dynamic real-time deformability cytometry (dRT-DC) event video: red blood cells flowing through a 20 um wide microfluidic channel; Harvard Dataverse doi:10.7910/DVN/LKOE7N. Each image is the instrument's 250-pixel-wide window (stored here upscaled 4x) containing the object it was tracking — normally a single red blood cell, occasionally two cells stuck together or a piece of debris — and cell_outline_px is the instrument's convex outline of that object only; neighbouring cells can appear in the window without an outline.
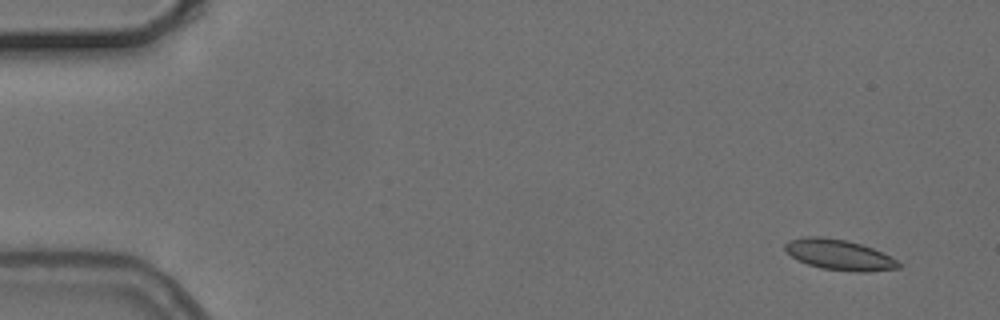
{"species": "common noctule bat (a hibernating species)", "species_latin": "Nyctalus noctula", "temperature_condition": "cold", "stored_images_in_passage": 5, "camera_frame_rate_fps": 3000, "um_per_image_px": 0.085, "animal": {"sex": "female", "body_mass_g": 24.6, "forearm_length_mm": 56.2}, "frame": {"image": 1, "passage_image": 1, "time_ms": 0.0, "image_size_px": [1000, 320], "cell_outline_px": [[904, 264], [900, 268], [868, 272], [856, 272], [820, 268], [796, 260], [784, 248], [784, 244], [788, 240], [808, 236], [824, 236], [844, 240], [860, 244], [872, 248]], "centroid_in_image_um": [71.32, 21.66], "position_along_channel_um": 13.7, "area_um2": 20.17}}
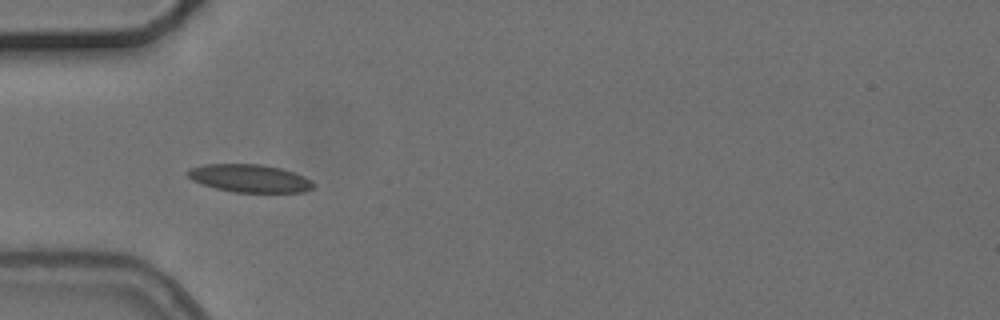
{"frame": {"image": 2, "passage_image": 5, "time_ms": 4.667, "image_size_px": [1000, 320], "cell_outline_px": [[316, 184], [312, 188], [304, 192], [236, 192], [216, 188], [192, 180], [184, 172], [188, 168], [204, 164], [260, 164], [280, 168], [304, 176], [312, 180]], "centroid_in_image_um": [21.21, 15.15], "position_along_channel_um": 63.8, "area_um2": 20.4}}